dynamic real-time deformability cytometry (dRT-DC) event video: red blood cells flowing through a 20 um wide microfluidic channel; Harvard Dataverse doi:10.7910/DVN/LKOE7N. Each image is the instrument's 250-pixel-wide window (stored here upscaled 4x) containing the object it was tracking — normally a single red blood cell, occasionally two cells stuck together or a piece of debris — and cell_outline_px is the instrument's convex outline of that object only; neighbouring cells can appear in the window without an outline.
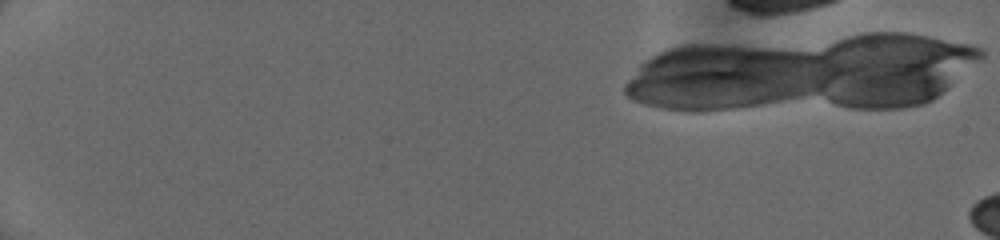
{"species": "human", "species_latin": "Homo sapiens", "temperature_condition": "cold", "stored_images_in_passage": 3, "camera_frame_rate_fps": 3000, "um_per_image_px": 0.085, "donor": {"sex": "female"}, "frame": {"image": 1, "passage_image": 2, "time_ms": 0.333, "image_size_px": [1000, 240], "cell_outline_px": [[788, 56], [752, 76], [676, 80], [656, 64], [656, 60], [664, 56], [680, 52], [764, 52]], "centroid_in_image_um": [60.89, 5.46], "position_along_channel_um": 24.1, "area_um2": 19.88}}